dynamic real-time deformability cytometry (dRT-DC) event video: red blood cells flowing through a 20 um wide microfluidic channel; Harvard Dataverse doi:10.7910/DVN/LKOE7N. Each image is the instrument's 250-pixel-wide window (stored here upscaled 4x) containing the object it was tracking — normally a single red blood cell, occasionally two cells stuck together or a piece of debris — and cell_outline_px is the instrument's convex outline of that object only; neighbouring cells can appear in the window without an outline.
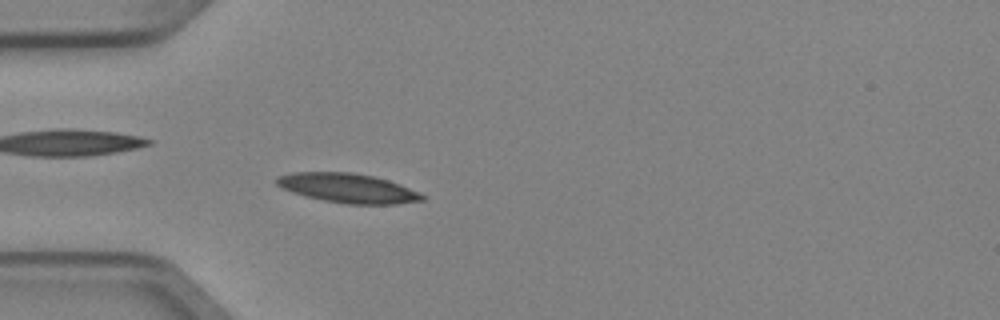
{"species": "Egyptian fruit bat (a non-hibernating species)", "species_latin": "Rousettus aegyptiacus", "temperature_condition": "cold", "stored_images_in_passage": 5, "camera_frame_rate_fps": 3000, "um_per_image_px": 0.085, "animal": {"sex": "female"}, "frame": {"image": 1, "passage_image": 5, "time_ms": 1.333, "image_size_px": [1000, 320], "cell_outline_px": [[428, 196], [424, 200], [396, 204], [348, 204], [324, 200], [292, 192], [276, 184], [276, 176], [292, 172], [352, 172], [372, 176], [388, 180], [400, 184]], "centroid_in_image_um": [29.6, 15.98], "position_along_channel_um": 55.4, "area_um2": 24.8}}